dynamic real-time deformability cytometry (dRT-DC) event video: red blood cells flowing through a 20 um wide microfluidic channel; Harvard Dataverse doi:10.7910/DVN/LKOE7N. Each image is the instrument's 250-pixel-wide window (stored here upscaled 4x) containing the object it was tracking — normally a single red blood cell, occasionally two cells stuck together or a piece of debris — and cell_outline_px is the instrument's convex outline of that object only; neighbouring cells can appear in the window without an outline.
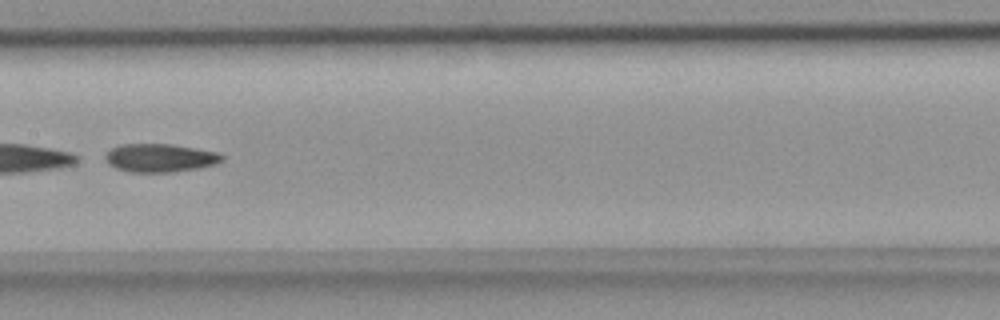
{"species": "common noctule bat (a hibernating species)", "species_latin": "Nyctalus noctula", "temperature_condition": "room temperature", "stored_images_in_passage": 37, "camera_frame_rate_fps": 3000, "um_per_image_px": 0.085, "animal": {"sex": "female", "body_mass_g": 18.4}, "frame": {"image": 1, "passage_image": 18, "time_ms": 5.667, "image_size_px": [1000, 320], "cell_outline_px": [[224, 160], [216, 164], [200, 168], [172, 172], [132, 172], [116, 168], [108, 164], [104, 160], [104, 156], [112, 148], [120, 144], [172, 144], [196, 148], [216, 152], [224, 156]], "centroid_in_image_um": [13.61, 13.42], "position_along_channel_um": 193.8, "area_um2": 19.36}}
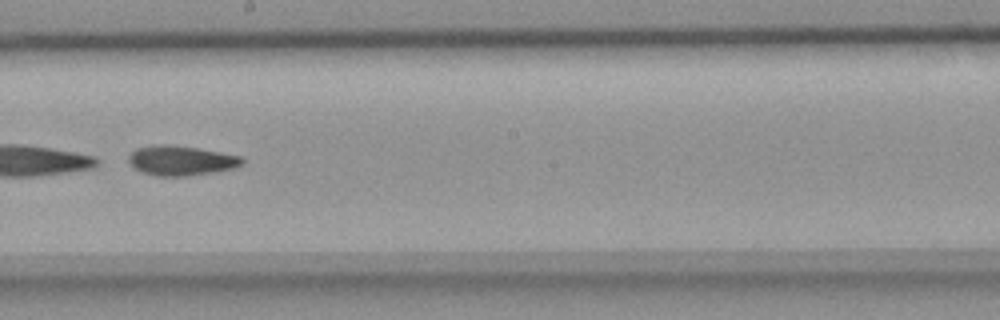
{"frame": {"image": 2, "passage_image": 21, "time_ms": 6.667, "image_size_px": [1000, 320], "cell_outline_px": [[244, 164], [232, 168], [212, 172], [188, 176], [156, 176], [144, 172], [136, 168], [128, 160], [128, 156], [136, 148], [156, 144], [164, 144], [196, 148], [220, 152], [240, 156], [244, 160]], "centroid_in_image_um": [15.39, 13.64], "position_along_channel_um": 232.8, "area_um2": 19.42}}
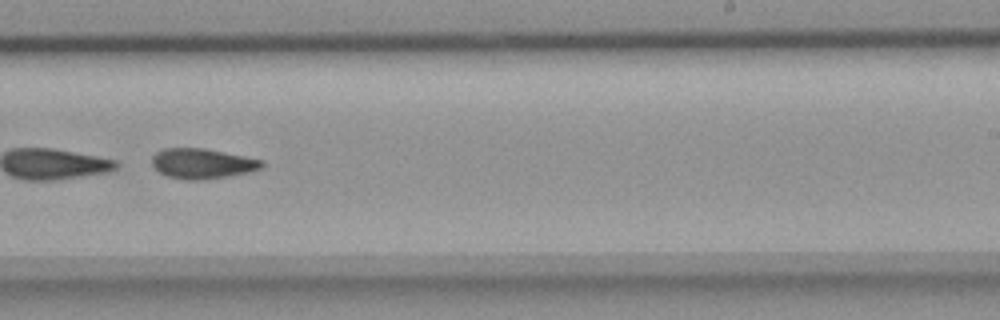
{"frame": {"image": 3, "passage_image": 24, "time_ms": 7.667, "image_size_px": [1000, 320], "cell_outline_px": [[264, 168], [248, 172], [228, 176], [204, 180], [188, 180], [168, 176], [160, 172], [152, 164], [152, 156], [156, 152], [164, 148], [204, 148], [264, 160]], "centroid_in_image_um": [17.22, 13.9], "position_along_channel_um": 271.8, "area_um2": 19.31}, "authors_computed_cell_mechanics": {"area_um2": 19.4208, "velocity_mm_per_s": 3.9208, "shape_relaxation_time_tau1_ms": 10.5531, "shape_relaxation_time_tau2_ms": 7.1566, "deformation_change_tau1": 0.2196, "deformation_change_tau2": 0.1545}}